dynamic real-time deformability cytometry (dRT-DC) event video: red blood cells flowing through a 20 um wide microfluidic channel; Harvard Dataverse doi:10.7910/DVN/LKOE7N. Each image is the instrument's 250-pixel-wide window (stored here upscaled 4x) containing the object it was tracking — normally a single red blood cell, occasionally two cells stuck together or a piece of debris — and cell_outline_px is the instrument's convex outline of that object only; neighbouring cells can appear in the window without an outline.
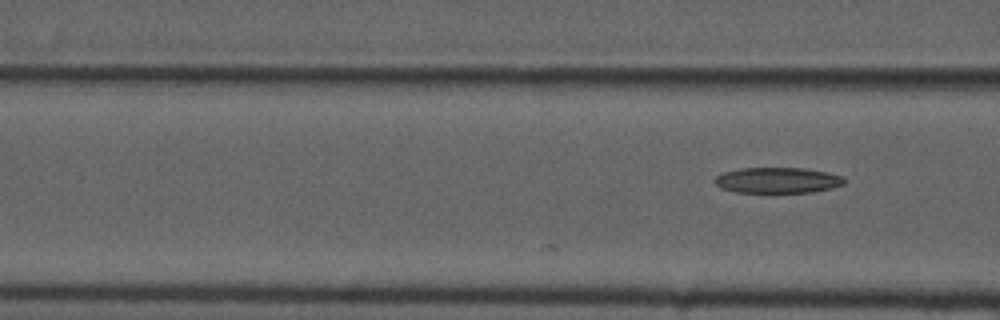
{"species": "common noctule bat (a hibernating species)", "species_latin": "Nyctalus noctula", "temperature_condition": "cold", "stored_images_in_passage": 5, "camera_frame_rate_fps": 3000, "um_per_image_px": 0.085, "animal": {"sex": "male", "forearm_length_mm": 52.5}, "frame": {"image": 1, "passage_image": 5, "time_ms": 1.333, "image_size_px": [1000, 320], "cell_outline_px": [[844, 184], [832, 188], [812, 192], [736, 192], [720, 188], [712, 180], [716, 176], [724, 172], [740, 168], [804, 168], [828, 172], [840, 176], [844, 180]], "centroid_in_image_um": [66.06, 15.32], "position_along_channel_um": 100.5, "area_um2": 19.36}}